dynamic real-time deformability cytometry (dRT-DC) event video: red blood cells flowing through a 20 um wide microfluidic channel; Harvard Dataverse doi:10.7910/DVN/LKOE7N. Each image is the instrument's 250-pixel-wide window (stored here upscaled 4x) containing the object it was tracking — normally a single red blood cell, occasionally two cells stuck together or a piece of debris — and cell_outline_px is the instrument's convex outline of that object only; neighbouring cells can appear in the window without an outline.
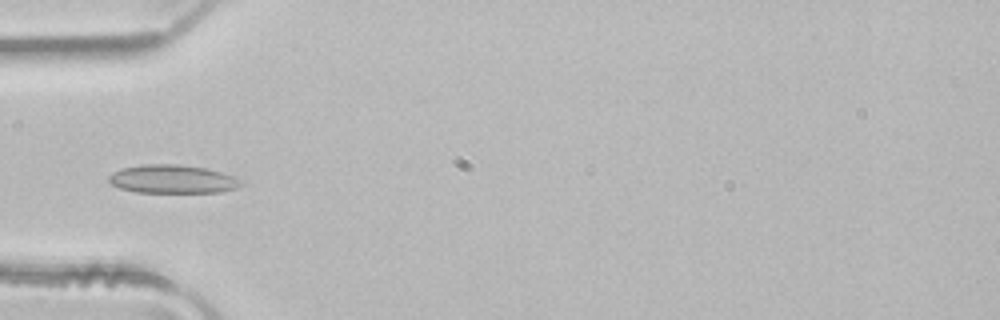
{"species": "common noctule bat (a hibernating species)", "species_latin": "Nyctalus noctula", "temperature_condition": "room temperature", "stored_images_in_passage": 4, "camera_frame_rate_fps": 3000, "um_per_image_px": 0.085, "animal": {"sex": "male", "body_mass_g": 21.5, "forearm_length_mm": 52.0}, "frame": {"image": 1, "passage_image": 4, "time_ms": 1.0, "image_size_px": [1000, 320], "cell_outline_px": [[244, 184], [236, 188], [220, 192], [136, 192], [120, 188], [112, 184], [108, 180], [108, 176], [112, 172], [120, 168], [140, 164], [176, 164], [208, 168], [232, 176], [240, 180]], "centroid_in_image_um": [14.63, 15.21], "position_along_channel_um": 70.4, "area_um2": 21.96}}